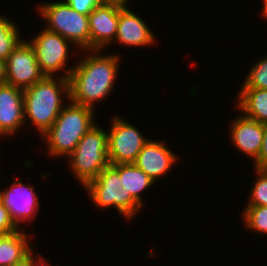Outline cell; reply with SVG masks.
Instances as JSON below:
<instances>
[{"label":"cell","instance_id":"cell-1","mask_svg":"<svg viewBox=\"0 0 267 266\" xmlns=\"http://www.w3.org/2000/svg\"><path fill=\"white\" fill-rule=\"evenodd\" d=\"M87 52L70 73V101L94 109L97 101L105 100L113 90L121 59L118 54L102 55L99 50Z\"/></svg>","mask_w":267,"mask_h":266},{"label":"cell","instance_id":"cell-2","mask_svg":"<svg viewBox=\"0 0 267 266\" xmlns=\"http://www.w3.org/2000/svg\"><path fill=\"white\" fill-rule=\"evenodd\" d=\"M23 97L24 122L26 124L27 120L31 121L33 127L42 135L54 124L66 105L64 103L70 101L69 78L61 75L57 79L55 76H45L23 90Z\"/></svg>","mask_w":267,"mask_h":266},{"label":"cell","instance_id":"cell-3","mask_svg":"<svg viewBox=\"0 0 267 266\" xmlns=\"http://www.w3.org/2000/svg\"><path fill=\"white\" fill-rule=\"evenodd\" d=\"M94 110L68 101L54 124L41 135L49 156L68 157L75 150L82 137L97 124Z\"/></svg>","mask_w":267,"mask_h":266},{"label":"cell","instance_id":"cell-4","mask_svg":"<svg viewBox=\"0 0 267 266\" xmlns=\"http://www.w3.org/2000/svg\"><path fill=\"white\" fill-rule=\"evenodd\" d=\"M84 188L97 208L112 207L130 221L141 212L142 206L127 192L124 184V163L110 164Z\"/></svg>","mask_w":267,"mask_h":266},{"label":"cell","instance_id":"cell-5","mask_svg":"<svg viewBox=\"0 0 267 266\" xmlns=\"http://www.w3.org/2000/svg\"><path fill=\"white\" fill-rule=\"evenodd\" d=\"M108 132L95 124L78 142L67 157L69 167L81 186L95 179L110 165L108 159Z\"/></svg>","mask_w":267,"mask_h":266},{"label":"cell","instance_id":"cell-6","mask_svg":"<svg viewBox=\"0 0 267 266\" xmlns=\"http://www.w3.org/2000/svg\"><path fill=\"white\" fill-rule=\"evenodd\" d=\"M38 13L44 19L45 29L58 33L68 39L76 50H90L88 15L81 14L70 7L66 1L38 4ZM82 49V50H81Z\"/></svg>","mask_w":267,"mask_h":266},{"label":"cell","instance_id":"cell-7","mask_svg":"<svg viewBox=\"0 0 267 266\" xmlns=\"http://www.w3.org/2000/svg\"><path fill=\"white\" fill-rule=\"evenodd\" d=\"M37 34L32 40L28 41L35 50L41 71L45 76H57L61 73L59 71L63 69L64 73L61 76L69 78L74 65L72 64L68 69H65V67L69 66L67 62L70 57L69 54H71L69 45L73 44L58 33L45 28Z\"/></svg>","mask_w":267,"mask_h":266},{"label":"cell","instance_id":"cell-8","mask_svg":"<svg viewBox=\"0 0 267 266\" xmlns=\"http://www.w3.org/2000/svg\"><path fill=\"white\" fill-rule=\"evenodd\" d=\"M108 131V159L110 164L134 163L138 153L148 142L137 126L113 115Z\"/></svg>","mask_w":267,"mask_h":266},{"label":"cell","instance_id":"cell-9","mask_svg":"<svg viewBox=\"0 0 267 266\" xmlns=\"http://www.w3.org/2000/svg\"><path fill=\"white\" fill-rule=\"evenodd\" d=\"M5 82L25 90L42 80L45 74L41 71L36 53L30 42L22 40L4 62Z\"/></svg>","mask_w":267,"mask_h":266},{"label":"cell","instance_id":"cell-10","mask_svg":"<svg viewBox=\"0 0 267 266\" xmlns=\"http://www.w3.org/2000/svg\"><path fill=\"white\" fill-rule=\"evenodd\" d=\"M38 200L34 188L22 183L18 178L7 190L1 189V202L8 209L11 220L18 228H24L27 222L31 223L37 216L40 208ZM20 222L25 225L22 227Z\"/></svg>","mask_w":267,"mask_h":266},{"label":"cell","instance_id":"cell-11","mask_svg":"<svg viewBox=\"0 0 267 266\" xmlns=\"http://www.w3.org/2000/svg\"><path fill=\"white\" fill-rule=\"evenodd\" d=\"M118 21L119 5L116 4L101 3L88 15L90 50L102 52L114 42Z\"/></svg>","mask_w":267,"mask_h":266},{"label":"cell","instance_id":"cell-12","mask_svg":"<svg viewBox=\"0 0 267 266\" xmlns=\"http://www.w3.org/2000/svg\"><path fill=\"white\" fill-rule=\"evenodd\" d=\"M177 155L168 148L165 141L151 140L138 153L134 164L157 182L177 162Z\"/></svg>","mask_w":267,"mask_h":266},{"label":"cell","instance_id":"cell-13","mask_svg":"<svg viewBox=\"0 0 267 266\" xmlns=\"http://www.w3.org/2000/svg\"><path fill=\"white\" fill-rule=\"evenodd\" d=\"M230 143L253 161L258 157L264 136V124L244 116L242 113L231 121Z\"/></svg>","mask_w":267,"mask_h":266},{"label":"cell","instance_id":"cell-14","mask_svg":"<svg viewBox=\"0 0 267 266\" xmlns=\"http://www.w3.org/2000/svg\"><path fill=\"white\" fill-rule=\"evenodd\" d=\"M23 90L10 84H0V137L14 136L24 122Z\"/></svg>","mask_w":267,"mask_h":266},{"label":"cell","instance_id":"cell-15","mask_svg":"<svg viewBox=\"0 0 267 266\" xmlns=\"http://www.w3.org/2000/svg\"><path fill=\"white\" fill-rule=\"evenodd\" d=\"M155 34L148 25L136 13L129 10V7L119 6V21L117 34L114 42L128 47H147L154 45Z\"/></svg>","mask_w":267,"mask_h":266},{"label":"cell","instance_id":"cell-16","mask_svg":"<svg viewBox=\"0 0 267 266\" xmlns=\"http://www.w3.org/2000/svg\"><path fill=\"white\" fill-rule=\"evenodd\" d=\"M23 230L19 228L12 233L0 235V266H12L33 250L28 240L29 235Z\"/></svg>","mask_w":267,"mask_h":266},{"label":"cell","instance_id":"cell-17","mask_svg":"<svg viewBox=\"0 0 267 266\" xmlns=\"http://www.w3.org/2000/svg\"><path fill=\"white\" fill-rule=\"evenodd\" d=\"M238 97V111L259 123H267V89L240 88Z\"/></svg>","mask_w":267,"mask_h":266},{"label":"cell","instance_id":"cell-18","mask_svg":"<svg viewBox=\"0 0 267 266\" xmlns=\"http://www.w3.org/2000/svg\"><path fill=\"white\" fill-rule=\"evenodd\" d=\"M124 184L127 192H130L131 196L144 207L141 194L151 186L153 187L155 181L134 163H124Z\"/></svg>","mask_w":267,"mask_h":266},{"label":"cell","instance_id":"cell-19","mask_svg":"<svg viewBox=\"0 0 267 266\" xmlns=\"http://www.w3.org/2000/svg\"><path fill=\"white\" fill-rule=\"evenodd\" d=\"M18 27L10 18L0 16V61L5 62L23 40Z\"/></svg>","mask_w":267,"mask_h":266},{"label":"cell","instance_id":"cell-20","mask_svg":"<svg viewBox=\"0 0 267 266\" xmlns=\"http://www.w3.org/2000/svg\"><path fill=\"white\" fill-rule=\"evenodd\" d=\"M242 211L243 223L247 229L258 234H267V206H245Z\"/></svg>","mask_w":267,"mask_h":266},{"label":"cell","instance_id":"cell-21","mask_svg":"<svg viewBox=\"0 0 267 266\" xmlns=\"http://www.w3.org/2000/svg\"><path fill=\"white\" fill-rule=\"evenodd\" d=\"M254 65L240 88L267 89V56L260 58Z\"/></svg>","mask_w":267,"mask_h":266},{"label":"cell","instance_id":"cell-22","mask_svg":"<svg viewBox=\"0 0 267 266\" xmlns=\"http://www.w3.org/2000/svg\"><path fill=\"white\" fill-rule=\"evenodd\" d=\"M252 190L246 206H267V173L263 169H255Z\"/></svg>","mask_w":267,"mask_h":266},{"label":"cell","instance_id":"cell-23","mask_svg":"<svg viewBox=\"0 0 267 266\" xmlns=\"http://www.w3.org/2000/svg\"><path fill=\"white\" fill-rule=\"evenodd\" d=\"M66 3L77 12L89 15L98 5L100 0H65Z\"/></svg>","mask_w":267,"mask_h":266},{"label":"cell","instance_id":"cell-24","mask_svg":"<svg viewBox=\"0 0 267 266\" xmlns=\"http://www.w3.org/2000/svg\"><path fill=\"white\" fill-rule=\"evenodd\" d=\"M18 229L11 220L8 209L0 202V235L12 233Z\"/></svg>","mask_w":267,"mask_h":266},{"label":"cell","instance_id":"cell-25","mask_svg":"<svg viewBox=\"0 0 267 266\" xmlns=\"http://www.w3.org/2000/svg\"><path fill=\"white\" fill-rule=\"evenodd\" d=\"M267 166V123L264 124L262 147L258 157L254 160V169H263Z\"/></svg>","mask_w":267,"mask_h":266},{"label":"cell","instance_id":"cell-26","mask_svg":"<svg viewBox=\"0 0 267 266\" xmlns=\"http://www.w3.org/2000/svg\"><path fill=\"white\" fill-rule=\"evenodd\" d=\"M33 250L25 256L22 260L15 262L12 266H41L42 262L46 259L39 253V257L37 258V254L34 257Z\"/></svg>","mask_w":267,"mask_h":266},{"label":"cell","instance_id":"cell-27","mask_svg":"<svg viewBox=\"0 0 267 266\" xmlns=\"http://www.w3.org/2000/svg\"><path fill=\"white\" fill-rule=\"evenodd\" d=\"M101 3H107V4H116L122 7H127L128 0H100Z\"/></svg>","mask_w":267,"mask_h":266},{"label":"cell","instance_id":"cell-28","mask_svg":"<svg viewBox=\"0 0 267 266\" xmlns=\"http://www.w3.org/2000/svg\"><path fill=\"white\" fill-rule=\"evenodd\" d=\"M5 83L4 62L0 61V84Z\"/></svg>","mask_w":267,"mask_h":266},{"label":"cell","instance_id":"cell-29","mask_svg":"<svg viewBox=\"0 0 267 266\" xmlns=\"http://www.w3.org/2000/svg\"><path fill=\"white\" fill-rule=\"evenodd\" d=\"M263 7H261V14L267 19V0H263Z\"/></svg>","mask_w":267,"mask_h":266},{"label":"cell","instance_id":"cell-30","mask_svg":"<svg viewBox=\"0 0 267 266\" xmlns=\"http://www.w3.org/2000/svg\"><path fill=\"white\" fill-rule=\"evenodd\" d=\"M48 265H50V264L48 263V261L46 259L41 264V266H48Z\"/></svg>","mask_w":267,"mask_h":266},{"label":"cell","instance_id":"cell-31","mask_svg":"<svg viewBox=\"0 0 267 266\" xmlns=\"http://www.w3.org/2000/svg\"><path fill=\"white\" fill-rule=\"evenodd\" d=\"M263 170L267 173V166L265 168H263Z\"/></svg>","mask_w":267,"mask_h":266}]
</instances>
